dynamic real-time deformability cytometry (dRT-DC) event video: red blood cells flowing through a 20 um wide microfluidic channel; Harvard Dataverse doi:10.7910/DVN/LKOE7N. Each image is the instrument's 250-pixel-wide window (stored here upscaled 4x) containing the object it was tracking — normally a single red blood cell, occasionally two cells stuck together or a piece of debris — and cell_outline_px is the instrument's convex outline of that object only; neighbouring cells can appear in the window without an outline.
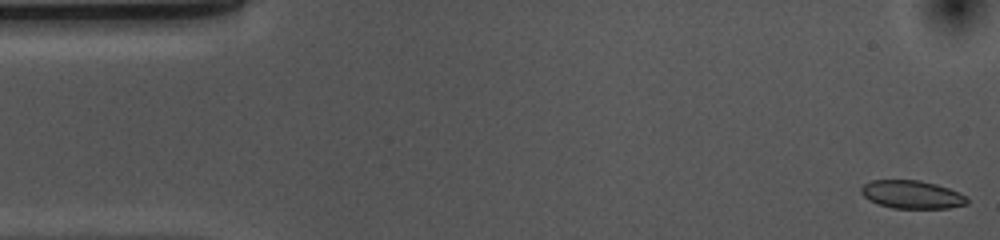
{"species": "common noctule bat (a hibernating species)", "species_latin": "Nyctalus noctula", "temperature_condition": "cold", "stored_images_in_passage": 53, "camera_frame_rate_fps": 3000, "um_per_image_px": 0.085, "animal": {"sex": "female", "body_mass_g": 10.0, "forearm_length_mm": 53.1}, "frame": {"image": 1, "passage_image": 1, "time_ms": 0.0, "image_size_px": [1000, 240], "cell_outline_px": [[968, 204], [948, 208], [892, 208], [876, 204], [868, 200], [860, 192], [860, 188], [864, 184], [872, 180], [920, 180], [936, 184], [960, 192], [968, 200]], "centroid_in_image_um": [77.48, 16.54], "position_along_channel_um": 7.5, "area_um2": 17.46}}
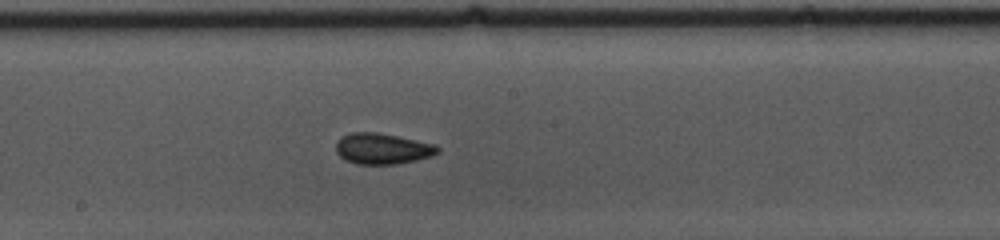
{"frame": {"image": 2, "passage_image": 27, "time_ms": 8.667, "image_size_px": [1000, 240], "cell_outline_px": [[440, 152], [432, 156], [416, 160], [396, 164], [356, 164], [344, 160], [336, 152], [336, 140], [340, 136], [352, 132], [376, 132], [436, 144], [440, 148]], "centroid_in_image_um": [32.49, 12.64], "position_along_channel_um": 215.7, "area_um2": 18.5}}
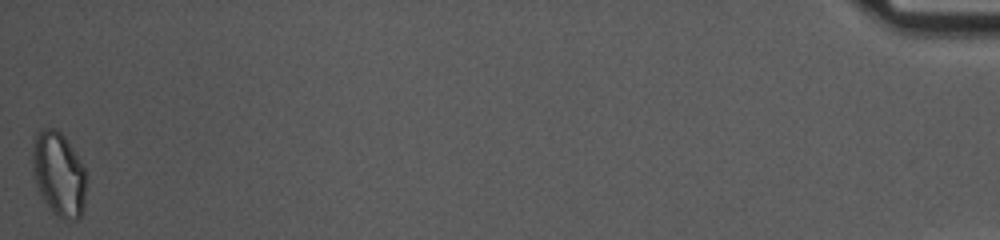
{"frame": {"image": 3, "passage_image": 53, "time_ms": 17.333, "image_size_px": [1000, 240], "cell_outline_px": [[84, 208], [80, 216], [76, 220], [64, 220], [56, 216], [52, 212], [36, 188], [32, 172], [32, 152], [36, 132], [44, 128], [52, 128], [60, 132], [64, 136], [76, 152], [84, 164]], "centroid_in_image_um": [4.97, 14.8], "position_along_channel_um": 430.2, "area_um2": 26.59}, "authors_computed_cell_mechanics": {"area_um2": 18.0914, "velocity_mm_per_s": 3.6756, "shape_relaxation_time_tau1_ms": 7.6452, "shape_relaxation_time_tau2_ms": 2.6231, "deformation_change_tau1": 0.1202, "deformation_change_tau2": 0.0718}}